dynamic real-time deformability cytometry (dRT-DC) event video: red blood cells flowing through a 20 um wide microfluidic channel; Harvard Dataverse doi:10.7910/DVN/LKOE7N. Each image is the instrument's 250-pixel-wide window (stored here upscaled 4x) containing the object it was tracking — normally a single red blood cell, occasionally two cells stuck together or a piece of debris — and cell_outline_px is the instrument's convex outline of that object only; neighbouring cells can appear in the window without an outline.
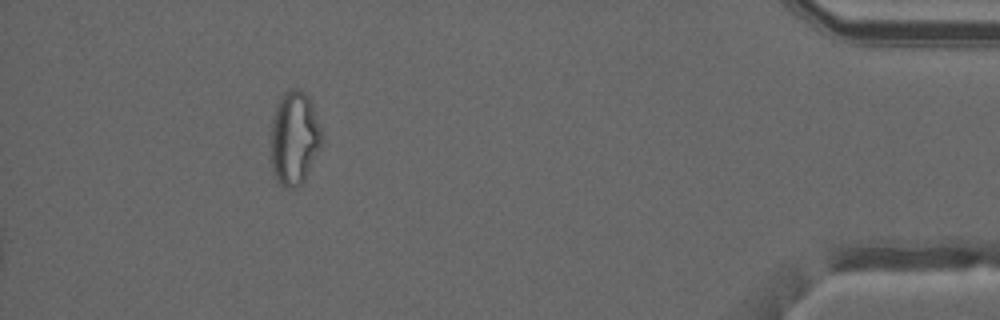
{"species": "common noctule bat (a hibernating species)", "species_latin": "Nyctalus noctula", "temperature_condition": "warm", "stored_images_in_passage": 37, "camera_frame_rate_fps": 3000, "um_per_image_px": 0.085, "animal": {"sex": "male", "forearm_length_mm": 52.5}, "frame": {"image": 1, "passage_image": 37, "time_ms": 12.0, "image_size_px": [1000, 320], "cell_outline_px": [[324, 136], [320, 148], [304, 180], [296, 188], [288, 188], [280, 184], [276, 180], [272, 168], [272, 116], [276, 104], [284, 92], [292, 88], [300, 88], [308, 96], [312, 104]], "centroid_in_image_um": [25.03, 11.71], "position_along_channel_um": 410.2, "area_um2": 27.86}, "authors_computed_cell_mechanics": {"area_um2": 23.0044, "velocity_mm_per_s": 4.1568, "shape_relaxation_time_tau1_ms": null, "shape_relaxation_time_tau2_ms": 1.573, "deformation_change_tau1": null, "deformation_change_tau2": 0.0829}}